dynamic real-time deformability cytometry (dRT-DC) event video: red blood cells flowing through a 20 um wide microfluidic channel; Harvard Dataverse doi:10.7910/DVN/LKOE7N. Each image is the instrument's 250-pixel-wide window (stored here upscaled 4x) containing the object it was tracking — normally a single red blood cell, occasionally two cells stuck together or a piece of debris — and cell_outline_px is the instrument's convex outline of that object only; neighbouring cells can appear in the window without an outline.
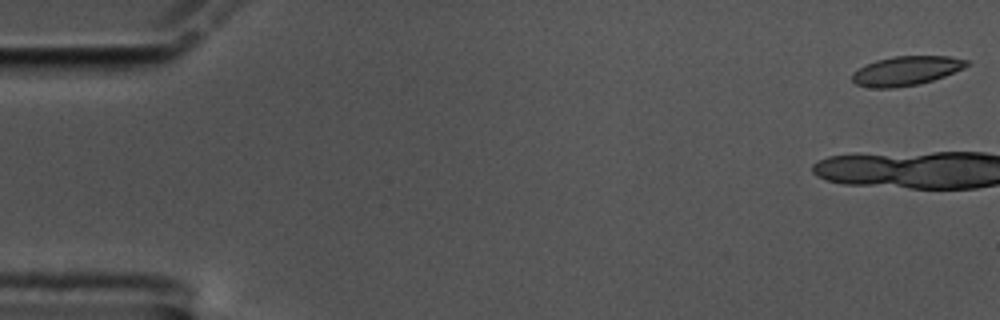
{"species": "common noctule bat (a hibernating species)", "species_latin": "Nyctalus noctula", "temperature_condition": "cold", "stored_images_in_passage": 7, "camera_frame_rate_fps": 3000, "um_per_image_px": 0.085, "animal": {"sex": "male", "body_mass_g": 17.5, "forearm_length_mm": 52.3}, "frame": {"image": 1, "passage_image": 1, "time_ms": 0.0, "image_size_px": [1000, 320], "cell_outline_px": [[972, 64], [964, 68], [944, 76], [920, 84], [896, 88], [872, 88], [856, 84], [852, 80], [852, 72], [876, 60], [892, 56], [952, 56], [968, 60]], "centroid_in_image_um": [77.06, 6.01], "position_along_channel_um": 7.9, "area_um2": 19.65}}